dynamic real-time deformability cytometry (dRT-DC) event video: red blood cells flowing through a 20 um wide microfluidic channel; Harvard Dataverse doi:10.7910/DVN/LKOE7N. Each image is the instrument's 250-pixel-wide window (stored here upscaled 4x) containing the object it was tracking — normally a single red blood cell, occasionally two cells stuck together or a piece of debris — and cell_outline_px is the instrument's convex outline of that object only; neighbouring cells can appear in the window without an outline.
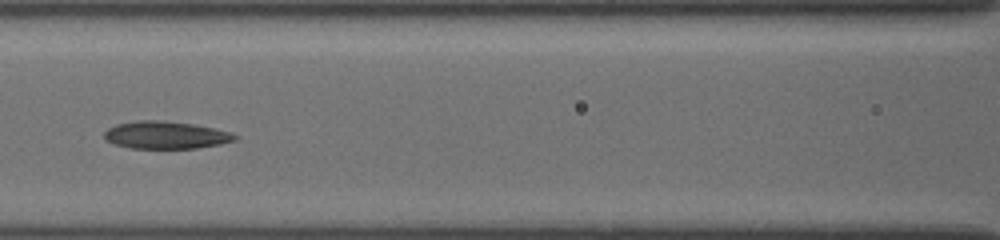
{"species": "common noctule bat (a hibernating species)", "species_latin": "Nyctalus noctula", "temperature_condition": "cold", "stored_images_in_passage": 12, "camera_frame_rate_fps": 3000, "um_per_image_px": 0.085, "animal": {"sex": "female", "body_mass_g": 19.5, "forearm_length_mm": 54.1}, "frame": {"image": 1, "passage_image": 12, "time_ms": 5.333, "image_size_px": [1000, 240], "cell_outline_px": [[236, 140], [220, 144], [196, 148], [128, 148], [112, 144], [104, 140], [104, 132], [108, 128], [116, 124], [140, 120], [156, 120], [192, 124], [232, 132], [236, 136]], "centroid_in_image_um": [14.03, 11.49], "position_along_channel_um": 152.6, "area_um2": 20.87}}